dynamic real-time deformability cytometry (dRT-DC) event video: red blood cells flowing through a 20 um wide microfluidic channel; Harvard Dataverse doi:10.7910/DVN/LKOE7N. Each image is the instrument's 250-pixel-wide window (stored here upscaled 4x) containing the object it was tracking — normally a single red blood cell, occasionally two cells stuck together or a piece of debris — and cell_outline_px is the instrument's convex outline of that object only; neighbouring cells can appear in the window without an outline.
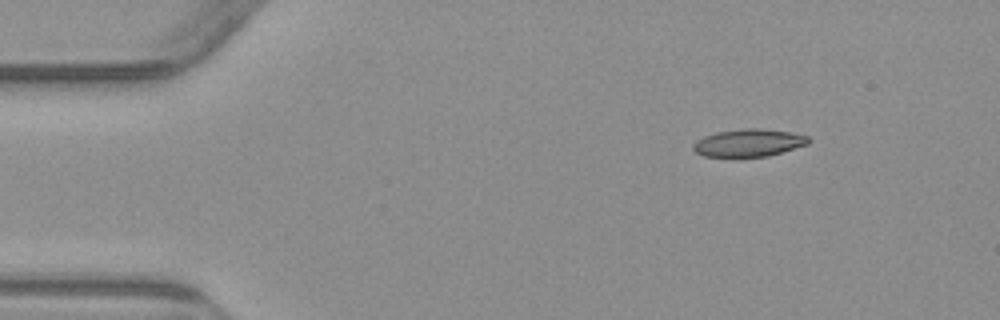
{"species": "common noctule bat (a hibernating species)", "species_latin": "Nyctalus noctula", "temperature_condition": "warm", "stored_images_in_passage": 5, "camera_frame_rate_fps": 3000, "um_per_image_px": 0.085, "animal": {"sex": "male", "body_mass_g": 23.1, "forearm_length_mm": 52.7}, "frame": {"image": 1, "passage_image": 1, "time_ms": 0.0, "image_size_px": [1000, 320], "cell_outline_px": [[812, 140], [808, 144], [768, 156], [704, 156], [696, 152], [692, 148], [692, 144], [696, 140], [704, 136], [716, 132], [744, 128], [760, 128], [788, 132], [808, 136]], "centroid_in_image_um": [63.63, 12.13], "position_along_channel_um": 21.4, "area_um2": 18.38}}
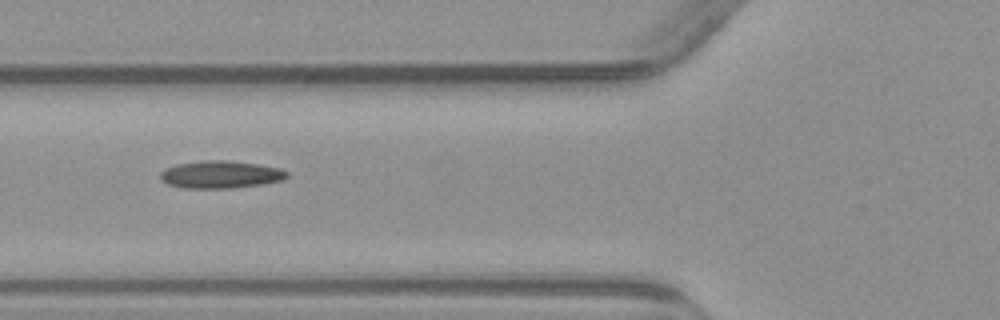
{"frame": {"image": 2, "passage_image": 4, "time_ms": 4.333, "image_size_px": [1000, 320], "cell_outline_px": [[288, 176], [284, 180], [260, 184], [232, 188], [184, 188], [168, 184], [160, 180], [160, 172], [176, 164], [204, 160], [228, 160], [256, 164], [280, 168], [288, 172]], "centroid_in_image_um": [18.75, 14.83], "position_along_channel_um": 107.1, "area_um2": 20.23}}
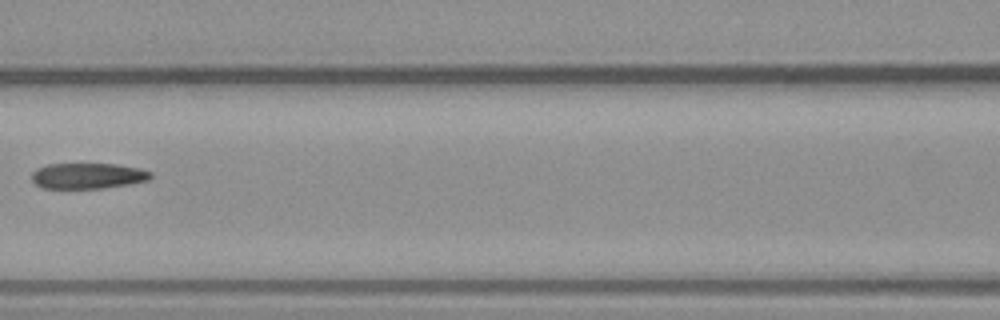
{"frame": {"image": 3, "passage_image": 5, "time_ms": 5.667, "image_size_px": [1000, 320], "cell_outline_px": [[152, 176], [148, 180], [128, 184], [104, 188], [44, 188], [36, 184], [32, 180], [32, 172], [36, 168], [48, 164], [116, 164], [140, 168], [152, 172]], "centroid_in_image_um": [7.47, 14.94], "position_along_channel_um": 159.1, "area_um2": 17.8}}